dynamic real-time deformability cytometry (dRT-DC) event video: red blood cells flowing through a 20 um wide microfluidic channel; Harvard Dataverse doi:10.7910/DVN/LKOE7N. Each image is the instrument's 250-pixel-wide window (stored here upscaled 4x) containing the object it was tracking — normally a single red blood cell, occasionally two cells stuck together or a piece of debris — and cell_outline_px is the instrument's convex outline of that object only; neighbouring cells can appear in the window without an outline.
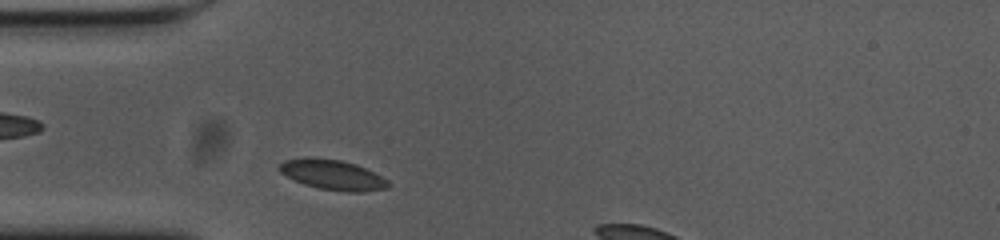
{"species": "common noctule bat (a hibernating species)", "species_latin": "Nyctalus noctula", "temperature_condition": "cold", "stored_images_in_passage": 34, "camera_frame_rate_fps": 3000, "um_per_image_px": 0.085, "animal": {"sex": "female", "body_mass_g": 23.0, "forearm_length_mm": 53.4}, "frame": {"image": 1, "passage_image": 2, "time_ms": 0.333, "image_size_px": [1000, 240], "cell_outline_px": [[392, 184], [388, 188], [360, 192], [344, 192], [320, 188], [304, 184], [280, 172], [280, 164], [284, 160], [340, 160], [356, 164], [388, 180]], "centroid_in_image_um": [28.37, 14.91], "position_along_channel_um": 56.6, "area_um2": 18.15}}
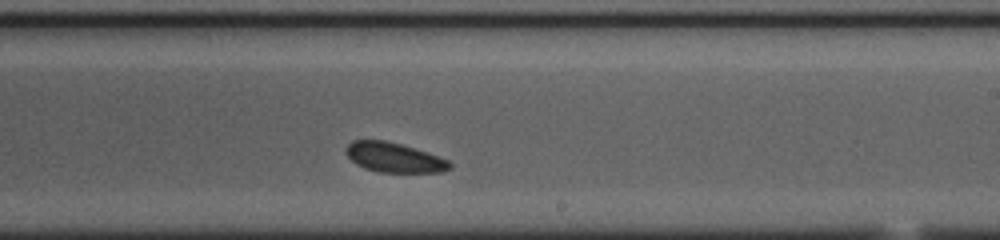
{"frame": {"image": 2, "passage_image": 19, "time_ms": 6.0, "image_size_px": [1000, 240], "cell_outline_px": [[452, 168], [440, 172], [376, 172], [364, 168], [356, 164], [344, 152], [348, 144], [352, 140], [384, 140], [400, 144], [448, 160], [452, 164]], "centroid_in_image_um": [33.45, 13.39], "position_along_channel_um": 255.5, "area_um2": 17.74}}
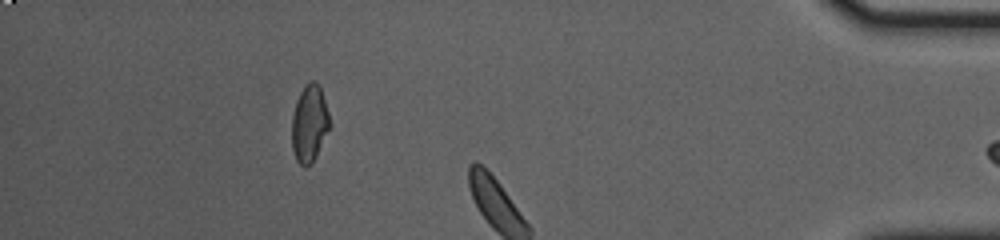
{"frame": {"image": 3, "passage_image": 33, "time_ms": 10.667, "image_size_px": [1000, 240], "cell_outline_px": [[328, 128], [316, 156], [312, 164], [304, 168], [296, 160], [292, 148], [292, 116], [296, 100], [300, 92], [308, 80], [316, 80], [320, 88], [328, 112]], "centroid_in_image_um": [26.26, 10.5], "position_along_channel_um": 408.9, "area_um2": 16.76}}